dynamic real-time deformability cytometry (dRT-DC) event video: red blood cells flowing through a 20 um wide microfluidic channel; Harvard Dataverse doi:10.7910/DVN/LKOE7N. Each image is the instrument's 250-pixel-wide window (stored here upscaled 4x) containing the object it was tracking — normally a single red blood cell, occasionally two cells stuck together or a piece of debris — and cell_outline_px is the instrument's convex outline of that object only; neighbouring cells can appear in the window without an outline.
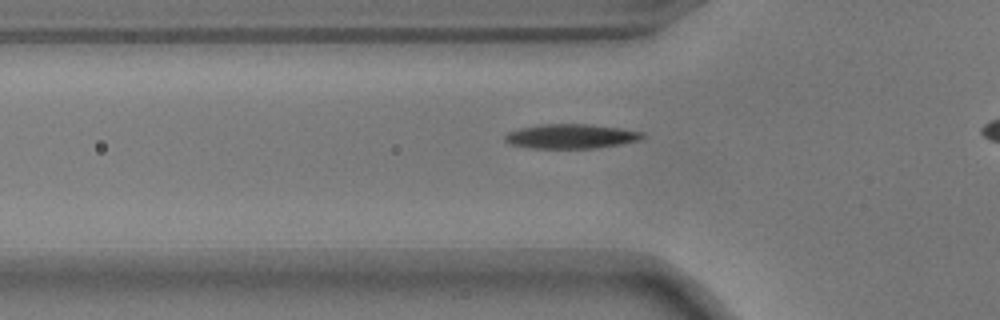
{"species": "common noctule bat (a hibernating species)", "species_latin": "Nyctalus noctula", "temperature_condition": "warm", "stored_images_in_passage": 36, "camera_frame_rate_fps": 3000, "um_per_image_px": 0.085, "animal": {"sex": "male", "body_mass_g": 17.9}, "frame": {"image": 1, "passage_image": 9, "time_ms": 2.667, "image_size_px": [1000, 320], "cell_outline_px": [[644, 136], [640, 140], [620, 144], [596, 148], [532, 148], [508, 144], [504, 140], [504, 136], [508, 132], [520, 128], [540, 124], [592, 124], [620, 128], [644, 132]], "centroid_in_image_um": [48.52, 11.58], "position_along_channel_um": 77.3, "area_um2": 19.71}}
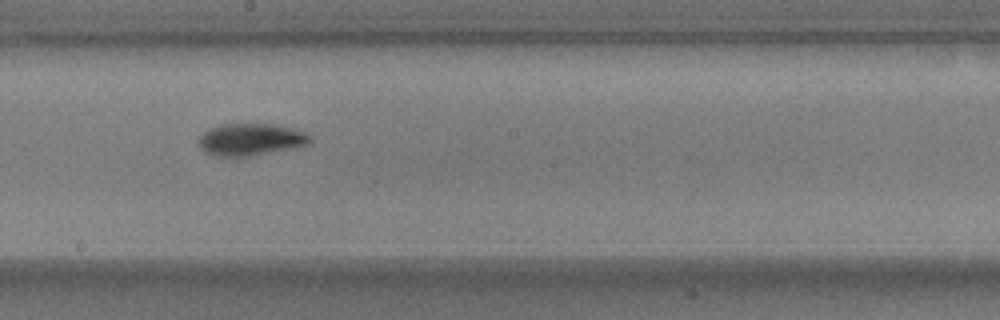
{"frame": {"image": 2, "passage_image": 21, "time_ms": 6.667, "image_size_px": [1000, 320], "cell_outline_px": [[312, 140], [308, 144], [296, 148], [248, 156], [216, 156], [204, 152], [196, 144], [196, 140], [208, 128], [220, 124], [272, 124], [304, 132], [312, 136]], "centroid_in_image_um": [21.26, 11.86], "position_along_channel_um": 226.9, "area_um2": 20.98}}
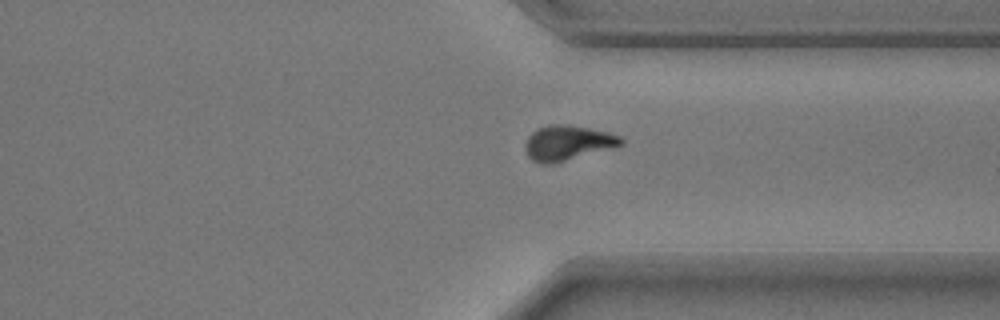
{"frame": {"image": 3, "passage_image": 32, "time_ms": 10.333, "image_size_px": [1000, 320], "cell_outline_px": [[624, 144], [556, 164], [540, 164], [532, 160], [528, 156], [524, 148], [524, 144], [528, 136], [536, 128], [548, 124], [568, 124], [608, 132], [620, 136], [624, 140]], "centroid_in_image_um": [48.21, 12.15], "position_along_channel_um": 363.2, "area_um2": 19.83}}